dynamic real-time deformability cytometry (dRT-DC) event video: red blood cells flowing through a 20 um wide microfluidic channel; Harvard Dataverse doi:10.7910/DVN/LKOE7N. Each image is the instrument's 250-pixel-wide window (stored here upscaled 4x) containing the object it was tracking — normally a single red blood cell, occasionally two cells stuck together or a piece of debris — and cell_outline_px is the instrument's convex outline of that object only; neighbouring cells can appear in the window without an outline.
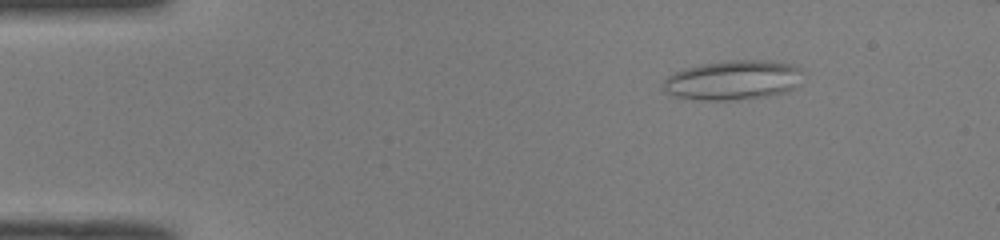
{"species": "common noctule bat (a hibernating species)", "species_latin": "Nyctalus noctula", "temperature_condition": "room temperature", "stored_images_in_passage": 46, "camera_frame_rate_fps": 3000, "um_per_image_px": 0.085, "animal": {"sex": "male", "body_mass_g": 19.0, "forearm_length_mm": 50.8}, "frame": {"image": 1, "passage_image": 3, "time_ms": 0.667, "image_size_px": [1000, 240], "cell_outline_px": [[804, 72], [800, 84], [796, 88], [784, 92], [768, 96], [736, 100], [704, 100], [672, 96], [664, 92], [660, 88], [664, 80], [668, 76], [684, 68], [700, 64], [728, 60], [752, 60], [792, 64], [804, 68]], "centroid_in_image_um": [62.32, 6.82], "position_along_channel_um": 22.7, "area_um2": 32.66}}
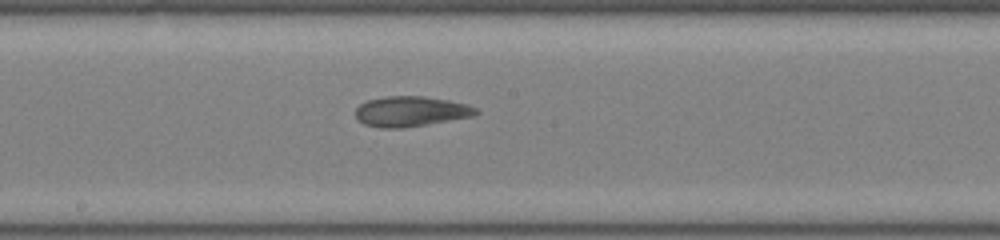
{"frame": {"image": 2, "passage_image": 23, "time_ms": 7.333, "image_size_px": [1000, 240], "cell_outline_px": [[480, 112], [472, 116], [428, 124], [404, 128], [380, 128], [364, 124], [356, 120], [356, 108], [360, 104], [368, 100], [384, 96], [424, 96], [448, 100], [468, 104], [476, 108]], "centroid_in_image_um": [34.89, 9.47], "position_along_channel_um": 213.3, "area_um2": 21.33}}
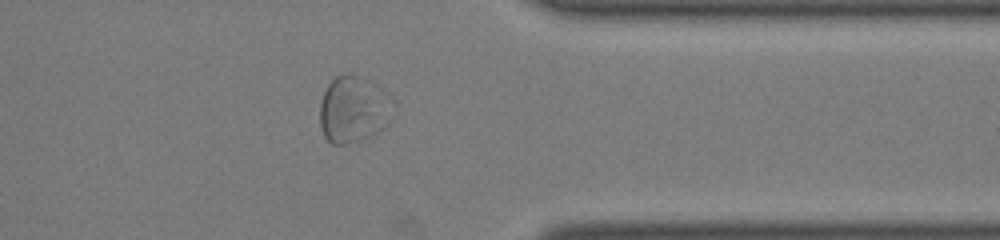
{"frame": {"image": 3, "passage_image": 36, "time_ms": 11.667, "image_size_px": [1000, 240], "cell_outline_px": [[392, 120], [384, 128], [372, 136], [344, 144], [332, 144], [324, 136], [320, 124], [320, 104], [324, 92], [328, 84], [336, 76], [348, 72], [372, 80], [380, 88], [392, 116]], "centroid_in_image_um": [29.98, 9.3], "position_along_channel_um": 381.4, "area_um2": 27.98}}